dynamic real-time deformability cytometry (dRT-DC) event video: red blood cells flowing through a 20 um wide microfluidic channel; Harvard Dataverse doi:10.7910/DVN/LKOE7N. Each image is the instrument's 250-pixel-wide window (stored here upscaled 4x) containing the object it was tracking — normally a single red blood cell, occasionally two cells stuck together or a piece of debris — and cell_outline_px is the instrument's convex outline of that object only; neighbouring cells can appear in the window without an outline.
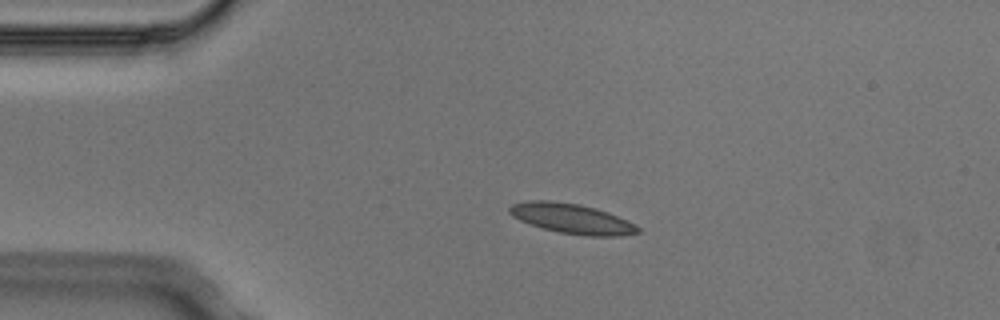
{"species": "Egyptian fruit bat (a non-hibernating species)", "species_latin": "Rousettus aegyptiacus", "temperature_condition": "cold", "stored_images_in_passage": 5, "camera_frame_rate_fps": 3000, "um_per_image_px": 0.085, "animal": {"sex": "male"}, "frame": {"image": 1, "passage_image": 4, "time_ms": 1.0, "image_size_px": [1000, 320], "cell_outline_px": [[640, 232], [620, 236], [588, 236], [560, 232], [544, 228], [520, 220], [512, 216], [508, 212], [508, 208], [512, 204], [528, 200], [548, 200], [580, 204], [596, 208], [628, 220], [636, 224], [640, 228]], "centroid_in_image_um": [48.62, 18.57], "position_along_channel_um": 36.4, "area_um2": 22.37}}